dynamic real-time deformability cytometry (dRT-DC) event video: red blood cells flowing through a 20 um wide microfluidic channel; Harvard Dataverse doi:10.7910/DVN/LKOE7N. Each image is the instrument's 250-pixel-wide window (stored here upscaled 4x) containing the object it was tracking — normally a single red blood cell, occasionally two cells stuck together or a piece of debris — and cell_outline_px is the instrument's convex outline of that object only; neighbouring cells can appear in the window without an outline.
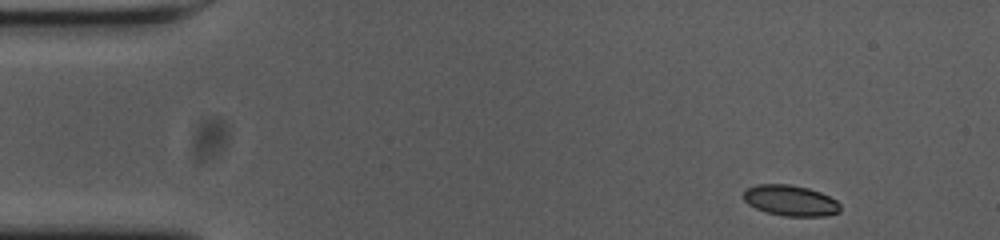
{"species": "common noctule bat (a hibernating species)", "species_latin": "Nyctalus noctula", "temperature_condition": "cold", "stored_images_in_passage": 50, "camera_frame_rate_fps": 3000, "um_per_image_px": 0.085, "animal": {"sex": "female", "body_mass_g": 23.0, "forearm_length_mm": 53.4}, "frame": {"image": 1, "passage_image": 1, "time_ms": 0.0, "image_size_px": [1000, 240], "cell_outline_px": [[840, 212], [828, 216], [784, 216], [768, 212], [756, 208], [748, 204], [744, 200], [744, 192], [748, 188], [756, 184], [788, 184], [808, 188], [820, 192], [836, 200], [840, 204]], "centroid_in_image_um": [67.21, 17.05], "position_along_channel_um": 17.8, "area_um2": 17.28}}
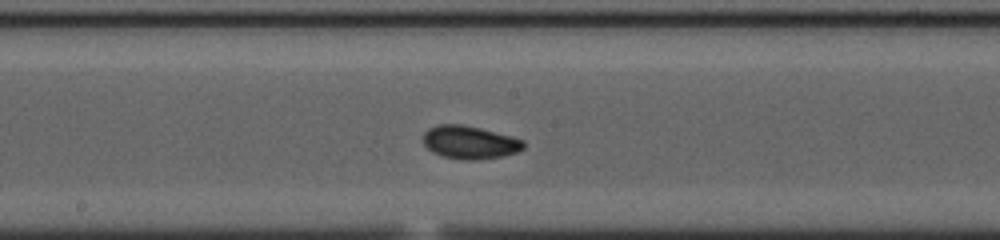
{"frame": {"image": 2, "passage_image": 24, "time_ms": 7.667, "image_size_px": [1000, 240], "cell_outline_px": [[524, 148], [516, 152], [504, 156], [472, 160], [468, 160], [444, 156], [432, 152], [424, 144], [424, 132], [428, 128], [436, 124], [460, 124], [480, 128], [524, 140]], "centroid_in_image_um": [39.91, 12.09], "position_along_channel_um": 208.3, "area_um2": 19.13}}
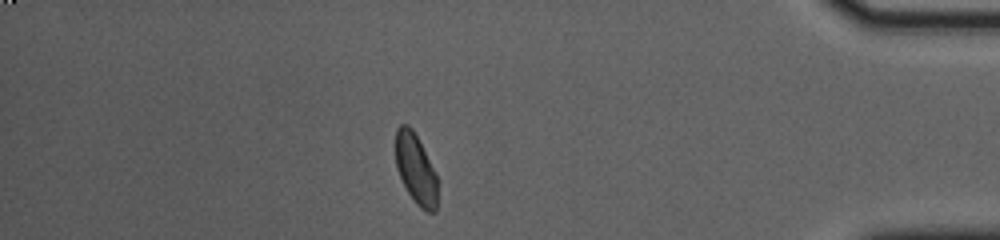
{"frame": {"image": 3, "passage_image": 43, "time_ms": 14.0, "image_size_px": [1000, 240], "cell_outline_px": [[440, 180], [436, 212], [428, 212], [420, 208], [416, 204], [408, 192], [396, 168], [396, 128], [400, 124], [408, 124], [412, 128], [436, 172]], "centroid_in_image_um": [35.39, 14.4], "position_along_channel_um": 399.8, "area_um2": 17.51}, "authors_computed_cell_mechanics": {"area_um2": 17.9758, "velocity_mm_per_s": 3.6886, "shape_relaxation_time_tau1_ms": 5.4587, "shape_relaxation_time_tau2_ms": 2.8958, "deformation_change_tau1": 0.1156, "deformation_change_tau2": 0.0584}}